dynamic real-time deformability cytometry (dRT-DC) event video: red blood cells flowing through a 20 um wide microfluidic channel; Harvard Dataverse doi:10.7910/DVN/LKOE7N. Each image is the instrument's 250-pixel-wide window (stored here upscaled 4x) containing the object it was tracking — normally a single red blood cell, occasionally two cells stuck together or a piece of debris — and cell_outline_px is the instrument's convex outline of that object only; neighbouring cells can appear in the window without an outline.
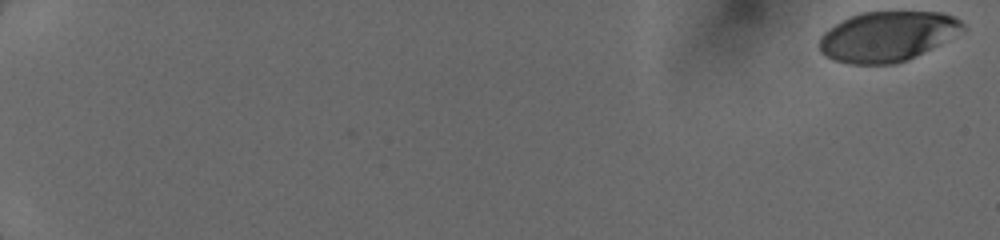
{"species": "human", "species_latin": "Homo sapiens", "temperature_condition": "cold", "stored_images_in_passage": 21, "camera_frame_rate_fps": 3000, "um_per_image_px": 0.085, "donor": {"sex": "female"}, "frame": {"image": 1, "passage_image": 1, "time_ms": 0.0, "image_size_px": [1000, 240], "cell_outline_px": [[964, 28], [936, 44], [904, 60], [892, 64], [848, 64], [832, 60], [824, 56], [820, 52], [820, 36], [824, 32], [836, 24], [860, 12], [944, 12], [956, 16], [964, 24]], "centroid_in_image_um": [75.34, 3.08], "position_along_channel_um": 9.7, "area_um2": 40.92}}